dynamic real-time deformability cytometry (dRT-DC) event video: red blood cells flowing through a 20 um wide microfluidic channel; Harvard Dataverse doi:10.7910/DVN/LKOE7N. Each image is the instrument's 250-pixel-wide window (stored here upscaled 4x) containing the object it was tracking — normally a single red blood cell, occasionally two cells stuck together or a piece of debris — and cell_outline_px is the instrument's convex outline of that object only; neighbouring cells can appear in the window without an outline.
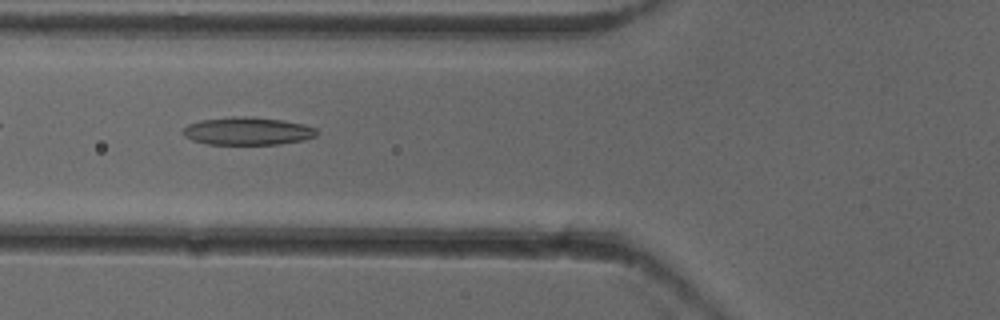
{"species": "common noctule bat (a hibernating species)", "species_latin": "Nyctalus noctula", "temperature_condition": "cold", "stored_images_in_passage": 38, "camera_frame_rate_fps": 3000, "um_per_image_px": 0.085, "animal": {"sex": "female"}, "frame": {"image": 1, "passage_image": 6, "time_ms": 1.667, "image_size_px": [1000, 320], "cell_outline_px": [[320, 132], [316, 136], [304, 140], [280, 144], [204, 144], [192, 140], [184, 136], [180, 132], [188, 124], [200, 120], [232, 116], [248, 116], [284, 120], [304, 124], [316, 128]], "centroid_in_image_um": [21.04, 11.14], "position_along_channel_um": 104.8, "area_um2": 22.02}}
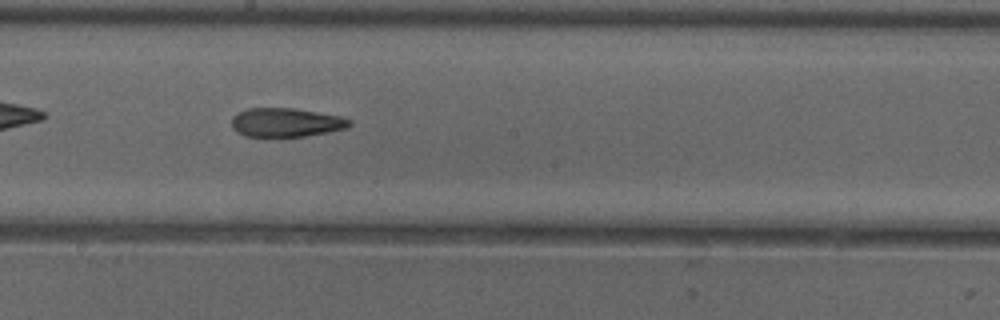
{"frame": {"image": 2, "passage_image": 15, "time_ms": 4.667, "image_size_px": [1000, 320], "cell_outline_px": [[352, 124], [348, 128], [328, 132], [280, 140], [244, 136], [236, 132], [232, 128], [232, 116], [248, 108], [292, 108], [340, 116], [352, 120]], "centroid_in_image_um": [24.28, 10.46], "position_along_channel_um": 223.9, "area_um2": 20.63}}
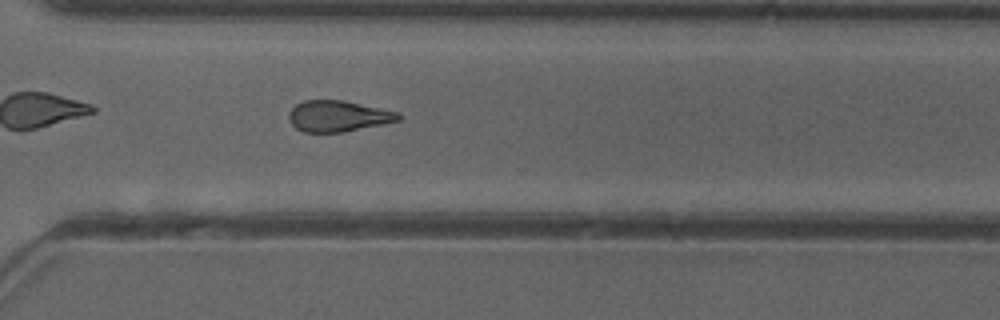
{"frame": {"image": 3, "passage_image": 24, "time_ms": 7.667, "image_size_px": [1000, 320], "cell_outline_px": [[404, 116], [400, 120], [344, 132], [304, 132], [296, 128], [288, 120], [288, 112], [296, 104], [304, 100], [344, 100], [400, 112]], "centroid_in_image_um": [28.75, 9.86], "position_along_channel_um": 341.9, "area_um2": 20.0}, "authors_computed_cell_mechanics": {"area_um2": 20.4323, "velocity_mm_per_s": 3.9515, "shape_relaxation_time_tau1_ms": 8.3045, "shape_relaxation_time_tau2_ms": 5.0485, "deformation_change_tau1": 0.1701, "deformation_change_tau2": 0.1522}}